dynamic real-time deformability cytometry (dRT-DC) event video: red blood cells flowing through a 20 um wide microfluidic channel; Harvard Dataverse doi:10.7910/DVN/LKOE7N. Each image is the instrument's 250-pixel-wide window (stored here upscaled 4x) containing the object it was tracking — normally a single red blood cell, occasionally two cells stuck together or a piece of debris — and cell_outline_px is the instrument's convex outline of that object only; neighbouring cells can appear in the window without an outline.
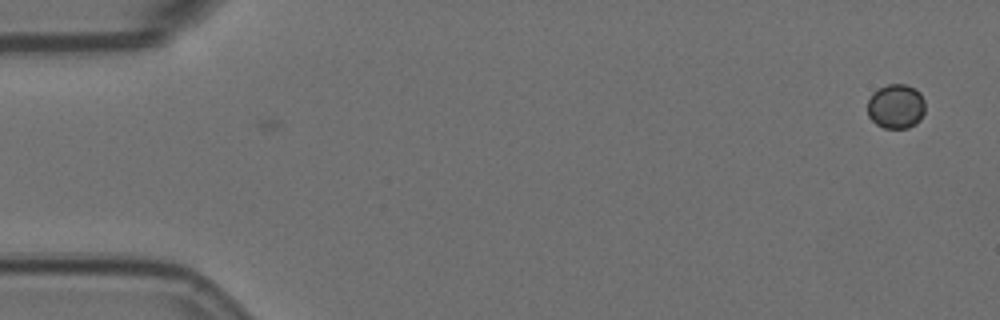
{"species": "Egyptian fruit bat (a non-hibernating species)", "species_latin": "Rousettus aegyptiacus", "temperature_condition": "room temperature", "stored_images_in_passage": 5, "camera_frame_rate_fps": 3000, "um_per_image_px": 0.085, "animal": {"sex": "female"}, "frame": {"image": 1, "passage_image": 1, "time_ms": 0.0, "image_size_px": [1000, 320], "cell_outline_px": [[924, 112], [920, 120], [916, 124], [908, 128], [884, 128], [876, 124], [868, 116], [868, 100], [872, 92], [888, 84], [908, 84], [916, 88], [920, 92], [924, 100]], "centroid_in_image_um": [76.17, 9.03], "position_along_channel_um": 8.8, "area_um2": 15.14}}
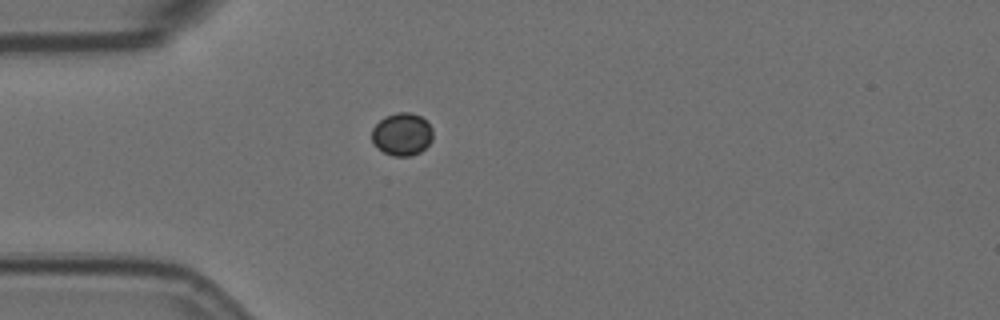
{"frame": {"image": 2, "passage_image": 5, "time_ms": 1.333, "image_size_px": [1000, 320], "cell_outline_px": [[432, 140], [420, 152], [412, 156], [392, 156], [384, 152], [372, 144], [372, 128], [384, 116], [396, 112], [408, 112], [420, 116], [432, 128]], "centroid_in_image_um": [34.14, 11.41], "position_along_channel_um": 50.9, "area_um2": 15.2}}